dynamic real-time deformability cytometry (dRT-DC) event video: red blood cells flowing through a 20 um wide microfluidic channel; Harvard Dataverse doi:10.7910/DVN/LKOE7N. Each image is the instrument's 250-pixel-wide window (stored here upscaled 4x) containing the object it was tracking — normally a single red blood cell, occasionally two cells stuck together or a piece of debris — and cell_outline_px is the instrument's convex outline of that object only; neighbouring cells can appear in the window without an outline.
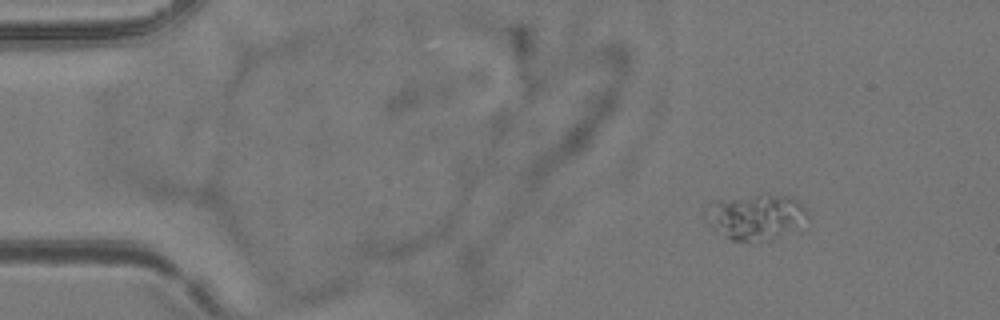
{"species": "common noctule bat (a hibernating species)", "species_latin": "Nyctalus noctula", "temperature_condition": "room temperature", "stored_images_in_passage": 49, "camera_frame_rate_fps": 3000, "um_per_image_px": 0.085, "animal": {"sex": "female", "body_mass_g": 24.6, "forearm_length_mm": 56.2}, "frame": {"image": 1, "passage_image": 1, "time_ms": 0.0, "image_size_px": [1000, 320], "cell_outline_px": [[808, 220], [768, 240], [732, 240], [716, 232], [704, 220], [704, 212], [708, 204], [712, 200], [760, 192], [788, 196], [804, 204], [808, 212]], "centroid_in_image_um": [64.15, 18.35], "position_along_channel_um": 20.8, "area_um2": 27.57}}
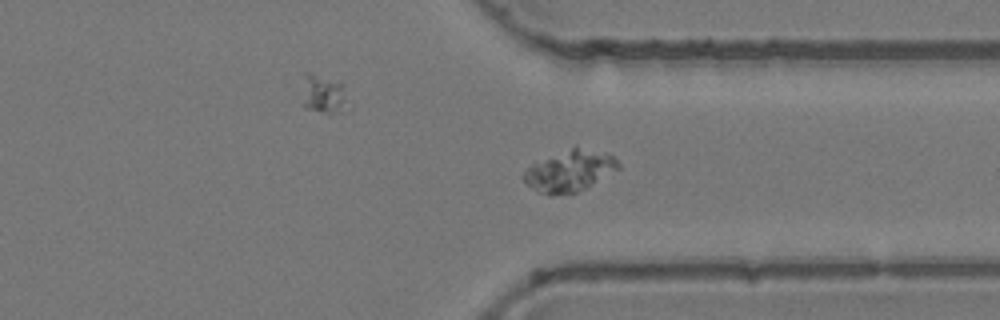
{"frame": {"image": 2, "passage_image": 36, "time_ms": 11.667, "image_size_px": [1000, 320], "cell_outline_px": [[620, 168], [584, 188], [576, 192], [552, 196], [540, 192], [532, 188], [520, 176], [532, 164], [576, 144], [612, 156], [620, 164]], "centroid_in_image_um": [48.4, 14.5], "position_along_channel_um": 363.0, "area_um2": 22.54}}
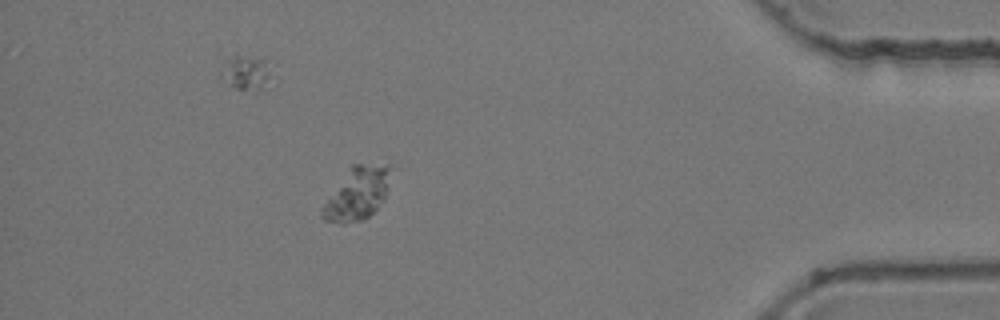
{"frame": {"image": 3, "passage_image": 43, "time_ms": 14.0, "image_size_px": [1000, 320], "cell_outline_px": [[400, 168], [384, 200], [364, 220], [344, 224], [340, 224], [324, 220], [320, 216], [320, 208], [352, 164], [388, 164]], "centroid_in_image_um": [30.49, 16.41], "position_along_channel_um": 404.7, "area_um2": 22.08}}